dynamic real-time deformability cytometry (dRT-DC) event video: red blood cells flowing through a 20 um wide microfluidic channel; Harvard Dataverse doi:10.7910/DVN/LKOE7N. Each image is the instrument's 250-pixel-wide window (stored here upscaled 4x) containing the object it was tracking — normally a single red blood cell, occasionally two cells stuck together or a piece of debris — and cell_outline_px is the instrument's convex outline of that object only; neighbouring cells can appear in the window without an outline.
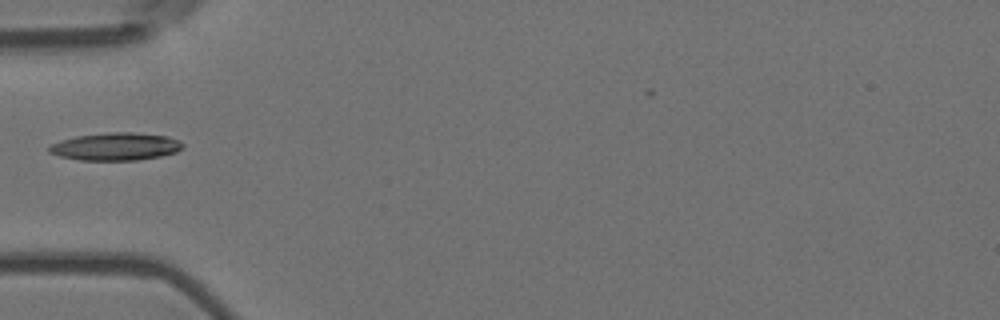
{"species": "Egyptian fruit bat (a non-hibernating species)", "species_latin": "Rousettus aegyptiacus", "temperature_condition": "room temperature", "stored_images_in_passage": 36, "camera_frame_rate_fps": 3000, "um_per_image_px": 0.085, "animal": {"sex": "female"}, "frame": {"image": 1, "passage_image": 1, "time_ms": 0.0, "image_size_px": [1000, 320], "cell_outline_px": [[184, 148], [176, 152], [160, 156], [136, 160], [80, 160], [60, 156], [48, 152], [48, 148], [52, 144], [60, 140], [76, 136], [108, 132], [132, 132], [168, 136], [180, 140], [184, 144]], "centroid_in_image_um": [9.86, 12.45], "position_along_channel_um": 75.1, "area_um2": 21.62}}
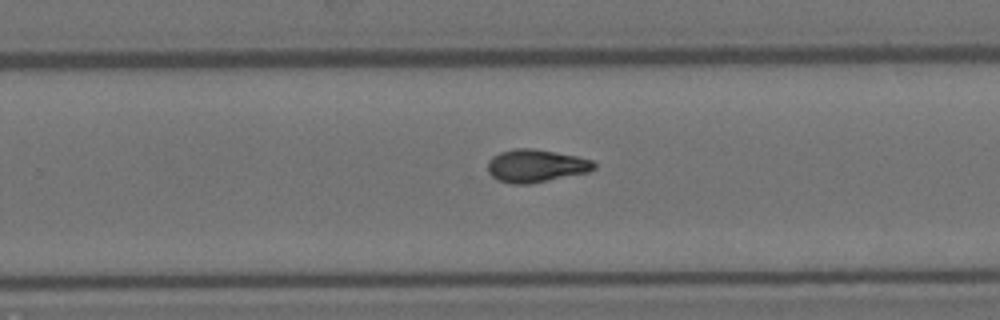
{"frame": {"image": 2, "passage_image": 18, "time_ms": 5.667, "image_size_px": [1000, 320], "cell_outline_px": [[596, 168], [588, 172], [528, 184], [508, 184], [496, 180], [488, 172], [488, 160], [492, 156], [500, 152], [512, 148], [532, 148], [576, 156], [592, 160], [596, 164]], "centroid_in_image_um": [45.51, 14.09], "position_along_channel_um": 284.3, "area_um2": 20.4}}
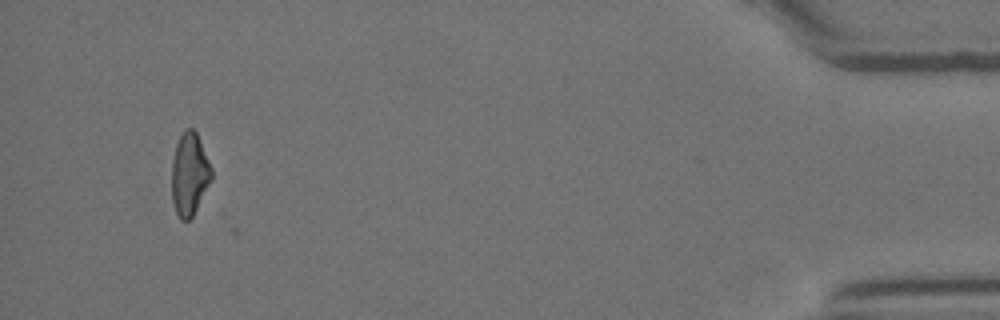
{"frame": {"image": 3, "passage_image": 35, "time_ms": 11.333, "image_size_px": [1000, 320], "cell_outline_px": [[212, 180], [192, 216], [188, 220], [180, 220], [176, 212], [172, 200], [172, 160], [176, 144], [184, 128], [192, 128], [196, 132], [212, 168]], "centroid_in_image_um": [16.1, 14.79], "position_along_channel_um": 419.1, "area_um2": 19.07}}